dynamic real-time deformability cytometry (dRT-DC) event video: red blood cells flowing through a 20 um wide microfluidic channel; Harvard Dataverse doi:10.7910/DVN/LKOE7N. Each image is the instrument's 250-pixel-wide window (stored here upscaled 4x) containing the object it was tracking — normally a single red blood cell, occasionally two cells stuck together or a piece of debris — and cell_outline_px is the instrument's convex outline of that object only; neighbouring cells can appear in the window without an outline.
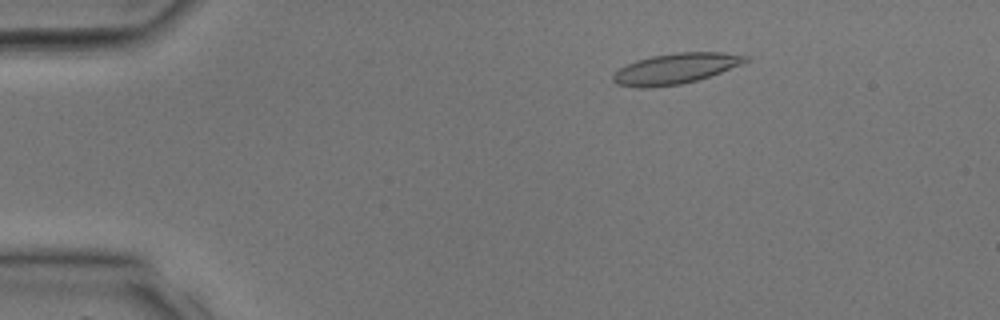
{"species": "common noctule bat (a hibernating species)", "species_latin": "Nyctalus noctula", "temperature_condition": "room temperature", "stored_images_in_passage": 34, "camera_frame_rate_fps": 3000, "um_per_image_px": 0.085, "animal": {"sex": "male", "body_mass_g": 17.9, "forearm_length_mm": 54.2}, "frame": {"image": 1, "passage_image": 6, "time_ms": 1.667, "image_size_px": [1000, 320], "cell_outline_px": [[752, 60], [720, 72], [696, 80], [680, 84], [648, 88], [636, 88], [616, 84], [612, 80], [612, 76], [620, 68], [636, 60], [652, 56], [676, 52], [724, 52], [748, 56]], "centroid_in_image_um": [57.42, 5.83], "position_along_channel_um": 27.6, "area_um2": 23.52}}
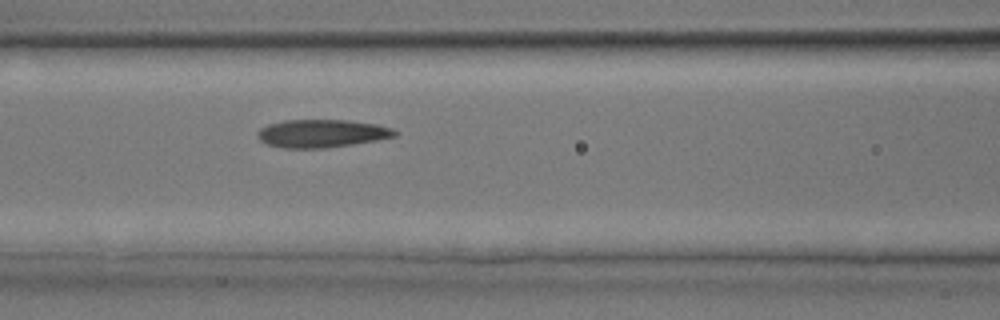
{"frame": {"image": 2, "passage_image": 15, "time_ms": 4.667, "image_size_px": [1000, 320], "cell_outline_px": [[400, 132], [396, 136], [376, 140], [328, 148], [284, 148], [264, 144], [256, 136], [256, 132], [260, 128], [268, 124], [284, 120], [348, 120], [376, 124], [392, 128]], "centroid_in_image_um": [27.32, 11.34], "position_along_channel_um": 139.3, "area_um2": 22.6}}
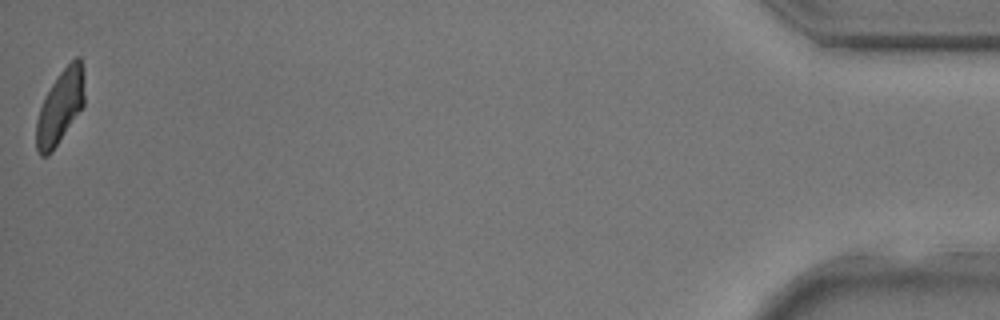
{"frame": {"image": 3, "passage_image": 34, "time_ms": 11.0, "image_size_px": [1000, 320], "cell_outline_px": [[84, 104], [52, 152], [48, 156], [40, 156], [36, 148], [36, 120], [40, 108], [52, 84], [60, 72], [76, 56], [80, 56], [84, 68]], "centroid_in_image_um": [5.13, 9.08], "position_along_channel_um": 430.1, "area_um2": 20.52}}